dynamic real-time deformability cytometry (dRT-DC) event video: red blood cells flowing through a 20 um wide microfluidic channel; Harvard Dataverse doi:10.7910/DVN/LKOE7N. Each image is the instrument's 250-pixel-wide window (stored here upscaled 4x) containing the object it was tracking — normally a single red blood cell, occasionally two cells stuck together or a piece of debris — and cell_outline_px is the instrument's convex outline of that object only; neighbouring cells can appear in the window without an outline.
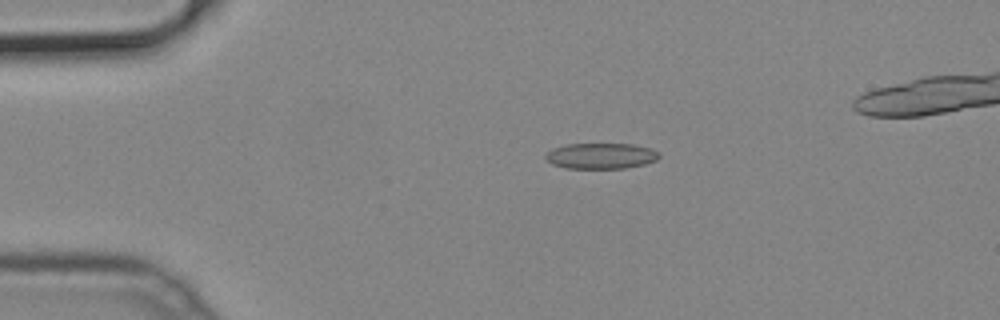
{"species": "common noctule bat (a hibernating species)", "species_latin": "Nyctalus noctula", "temperature_condition": "cold", "stored_images_in_passage": 40, "camera_frame_rate_fps": 3000, "um_per_image_px": 0.085, "animal": {"sex": "male", "body_mass_g": 19.2, "forearm_length_mm": 51.8}, "frame": {"image": 1, "passage_image": 2, "time_ms": 0.333, "image_size_px": [1000, 320], "cell_outline_px": [[660, 156], [656, 160], [644, 164], [624, 168], [564, 168], [552, 164], [544, 156], [552, 148], [564, 144], [632, 144], [652, 148], [660, 152]], "centroid_in_image_um": [51.09, 13.24], "position_along_channel_um": 33.9, "area_um2": 17.11}}
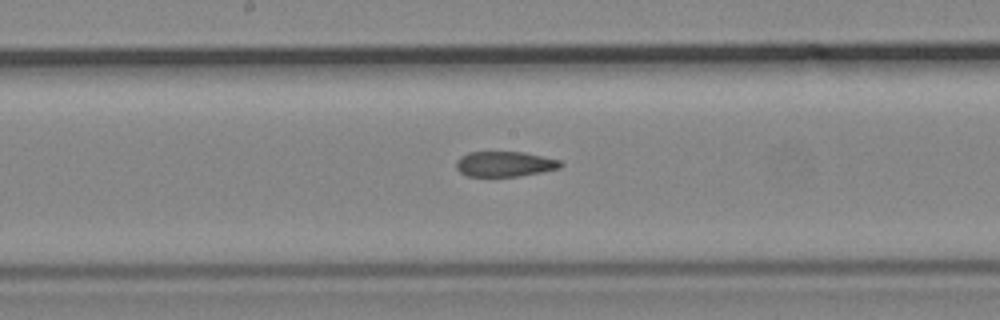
{"frame": {"image": 2, "passage_image": 18, "time_ms": 5.667, "image_size_px": [1000, 320], "cell_outline_px": [[564, 164], [560, 168], [520, 176], [464, 176], [456, 168], [456, 160], [460, 156], [468, 152], [524, 152], [560, 160]], "centroid_in_image_um": [42.88, 13.94], "position_along_channel_um": 205.3, "area_um2": 15.43}}
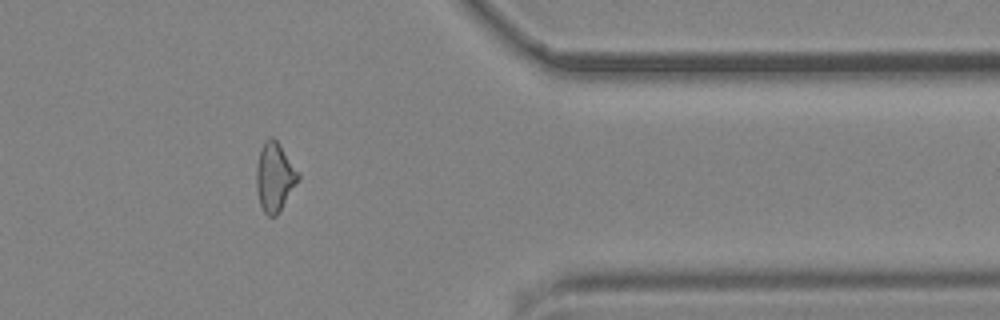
{"frame": {"image": 3, "passage_image": 33, "time_ms": 10.667, "image_size_px": [1000, 320], "cell_outline_px": [[300, 180], [276, 216], [268, 216], [264, 212], [260, 204], [256, 188], [256, 164], [264, 140], [272, 136], [280, 144], [300, 176]], "centroid_in_image_um": [23.34, 15.05], "position_along_channel_um": 388.1, "area_um2": 16.7}}